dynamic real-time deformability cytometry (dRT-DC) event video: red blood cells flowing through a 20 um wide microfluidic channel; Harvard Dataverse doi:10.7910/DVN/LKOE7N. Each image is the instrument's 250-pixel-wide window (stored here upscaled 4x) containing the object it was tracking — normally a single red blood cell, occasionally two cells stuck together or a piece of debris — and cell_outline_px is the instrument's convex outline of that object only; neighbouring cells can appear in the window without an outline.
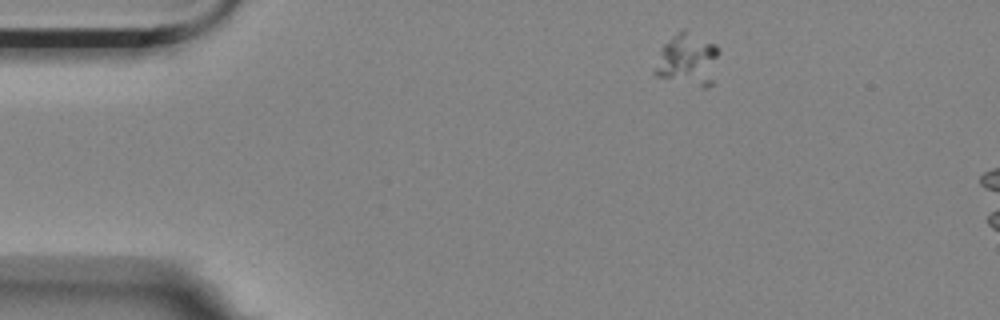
{"species": "Egyptian fruit bat (a non-hibernating species)", "species_latin": "Rousettus aegyptiacus", "temperature_condition": "room temperature", "stored_images_in_passage": 51, "segment_of_instrument_passage": [1, 2], "camera_frame_rate_fps": 3000, "um_per_image_px": 0.085, "animal": {"sex": "female"}, "frame": {"image": 1, "passage_image": 4, "time_ms": 1.0, "image_size_px": [1000, 320], "cell_outline_px": [[720, 52], [712, 84], [704, 88], [700, 88], [656, 76], [652, 72], [652, 68], [664, 44], [684, 28], [716, 44], [720, 48]], "centroid_in_image_um": [58.48, 5.1], "position_along_channel_um": 26.5, "area_um2": 19.94}}
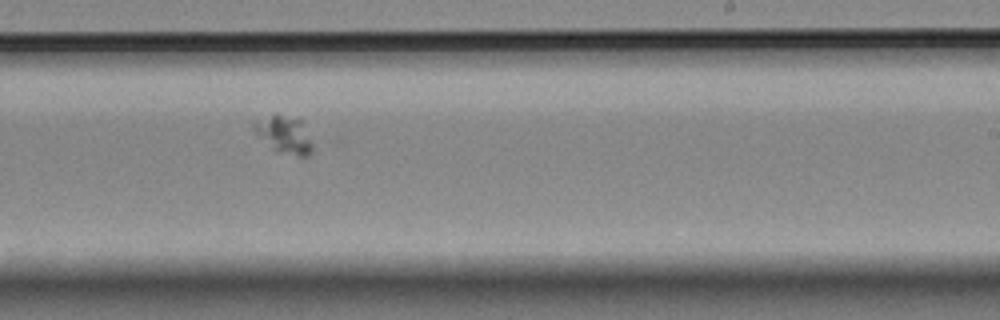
{"frame": {"image": 2, "passage_image": 30, "time_ms": 9.667, "image_size_px": [1000, 320], "cell_outline_px": [[312, 152], [308, 156], [300, 156], [276, 152], [252, 128], [252, 120], [276, 112], [304, 120], [312, 144]], "centroid_in_image_um": [24.16, 11.38], "position_along_channel_um": 264.8, "area_um2": 13.24}}
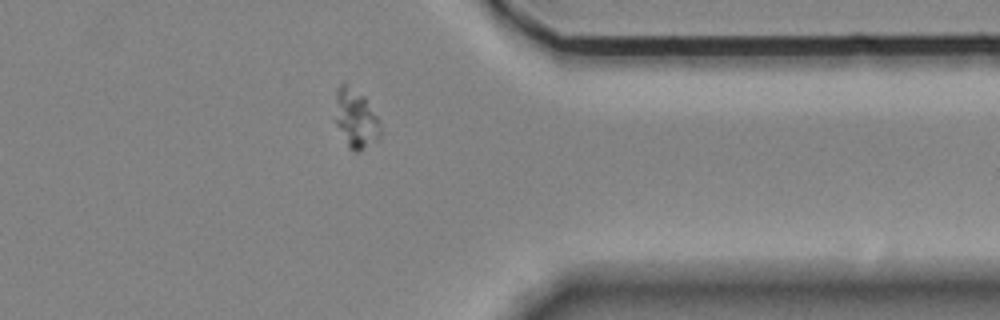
{"frame": {"image": 3, "passage_image": 41, "time_ms": 13.333, "image_size_px": [1000, 320], "cell_outline_px": [[380, 136], [376, 140], [360, 152], [352, 152], [348, 148], [336, 124], [336, 88], [344, 80], [364, 96], [380, 120]], "centroid_in_image_um": [30.24, 10.07], "position_along_channel_um": 381.2, "area_um2": 15.72}}